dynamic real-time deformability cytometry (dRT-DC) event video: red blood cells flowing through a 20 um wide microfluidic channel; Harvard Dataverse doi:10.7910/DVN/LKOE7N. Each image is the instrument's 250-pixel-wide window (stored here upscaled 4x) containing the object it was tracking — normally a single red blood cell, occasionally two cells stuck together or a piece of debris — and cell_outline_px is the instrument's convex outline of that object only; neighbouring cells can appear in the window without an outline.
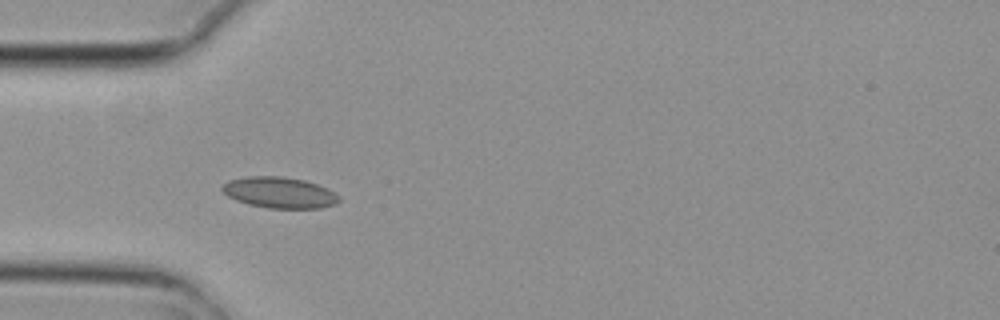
{"species": "common noctule bat (a hibernating species)", "species_latin": "Nyctalus noctula", "temperature_condition": "cold", "stored_images_in_passage": 5, "camera_frame_rate_fps": 3000, "um_per_image_px": 0.085, "animal": {"sex": "female", "body_mass_g": 29.2, "forearm_length_mm": 56.3}, "frame": {"image": 1, "passage_image": 4, "time_ms": 1.0, "image_size_px": [1000, 320], "cell_outline_px": [[340, 200], [336, 204], [320, 208], [268, 208], [248, 204], [236, 200], [228, 196], [220, 188], [228, 180], [248, 176], [284, 176], [304, 180], [328, 188], [340, 196]], "centroid_in_image_um": [23.77, 16.36], "position_along_channel_um": 61.2, "area_um2": 21.21}}
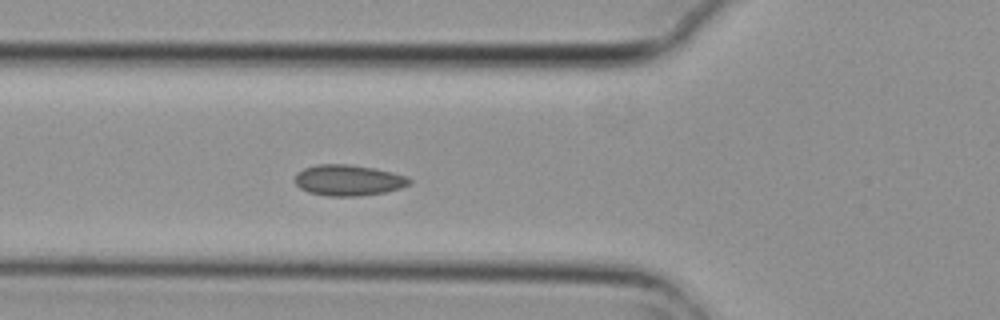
{"frame": {"image": 2, "passage_image": 5, "time_ms": 1.333, "image_size_px": [1000, 320], "cell_outline_px": [[412, 180], [408, 184], [400, 188], [384, 192], [360, 196], [328, 196], [308, 192], [300, 188], [296, 184], [296, 172], [304, 168], [316, 164], [348, 164], [376, 168], [408, 176]], "centroid_in_image_um": [29.61, 15.31], "position_along_channel_um": 96.2, "area_um2": 20.69}}